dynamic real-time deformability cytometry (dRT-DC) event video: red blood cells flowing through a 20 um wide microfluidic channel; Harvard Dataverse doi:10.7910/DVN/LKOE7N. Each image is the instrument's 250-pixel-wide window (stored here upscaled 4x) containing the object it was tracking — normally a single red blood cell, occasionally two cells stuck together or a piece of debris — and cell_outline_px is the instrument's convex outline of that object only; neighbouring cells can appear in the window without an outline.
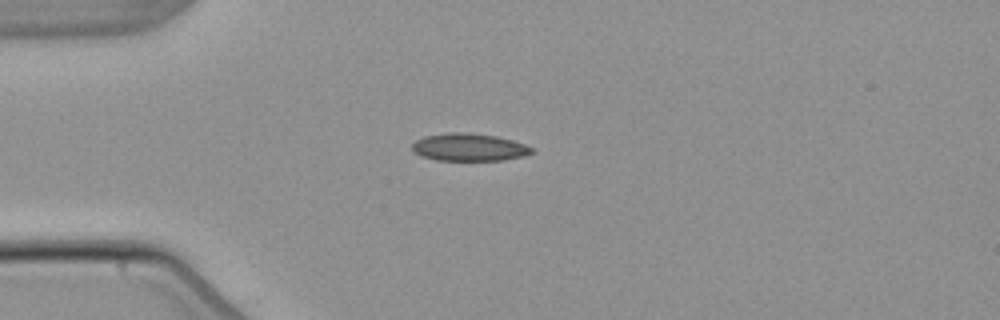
{"species": "common noctule bat (a hibernating species)", "species_latin": "Nyctalus noctula", "temperature_condition": "warm", "stored_images_in_passage": 3, "camera_frame_rate_fps": 3000, "um_per_image_px": 0.085, "animal": {"sex": "male", "body_mass_g": 21.5, "forearm_length_mm": 52.0}, "frame": {"image": 1, "passage_image": 3, "time_ms": 2.667, "image_size_px": [1000, 320], "cell_outline_px": [[532, 152], [524, 156], [504, 160], [436, 160], [420, 156], [412, 152], [412, 144], [416, 140], [424, 136], [448, 132], [468, 132], [496, 136], [512, 140], [524, 144], [532, 148]], "centroid_in_image_um": [39.82, 12.51], "position_along_channel_um": 45.2, "area_um2": 19.31}}